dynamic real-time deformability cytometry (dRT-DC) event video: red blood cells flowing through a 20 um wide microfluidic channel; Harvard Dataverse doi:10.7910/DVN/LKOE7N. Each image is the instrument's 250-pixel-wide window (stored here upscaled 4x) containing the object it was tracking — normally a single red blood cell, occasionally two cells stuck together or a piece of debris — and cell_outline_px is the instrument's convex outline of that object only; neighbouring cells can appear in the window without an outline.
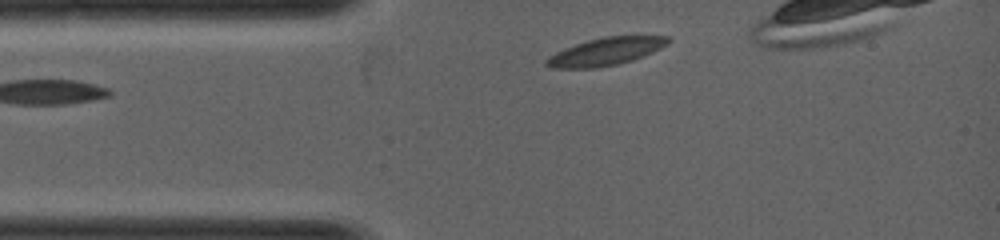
{"species": "common noctule bat (a hibernating species)", "species_latin": "Nyctalus noctula", "temperature_condition": "warm", "stored_images_in_passage": 14, "camera_frame_rate_fps": 5000, "um_per_image_px": 0.085, "animal": {"sex": "female", "body_mass_g": 19.0, "forearm_length_mm": 53.3}, "frame": {"image": 1, "passage_image": 1, "time_ms": 0.0, "image_size_px": [1000, 240], "cell_outline_px": [[672, 40], [668, 44], [644, 56], [632, 60], [616, 64], [596, 68], [552, 68], [544, 64], [544, 60], [548, 56], [564, 48], [588, 40], [604, 36], [668, 36]], "centroid_in_image_um": [51.47, 4.38], "position_along_channel_um": 33.5, "area_um2": 19.59}}
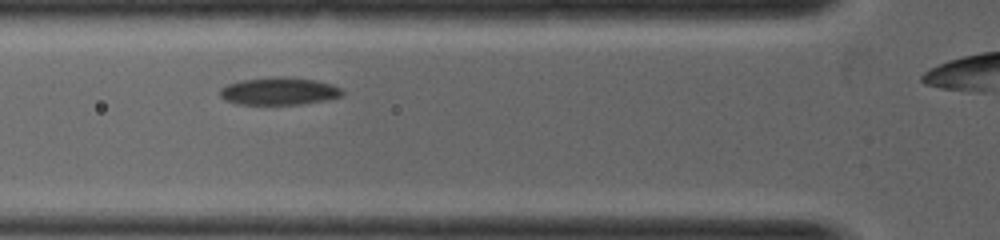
{"frame": {"image": 2, "passage_image": 6, "time_ms": 1.0, "image_size_px": [1000, 240], "cell_outline_px": [[344, 92], [340, 96], [328, 100], [300, 104], [236, 104], [224, 100], [220, 96], [220, 88], [228, 84], [240, 80], [272, 76], [276, 76], [316, 80], [332, 84], [340, 88]], "centroid_in_image_um": [23.7, 7.75], "position_along_channel_um": 102.1, "area_um2": 19.71}}
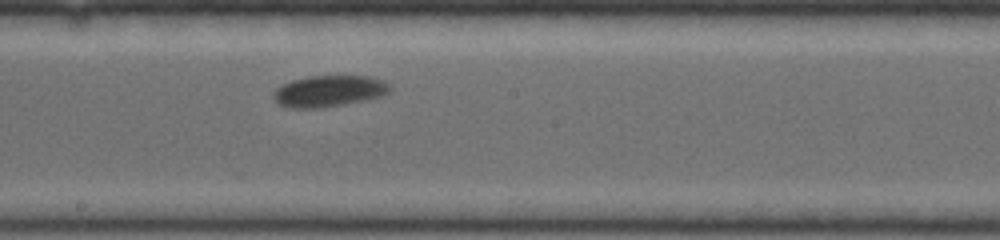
{"frame": {"image": 3, "passage_image": 13, "time_ms": 2.4, "image_size_px": [1000, 240], "cell_outline_px": [[392, 88], [388, 92], [380, 96], [364, 100], [344, 104], [320, 108], [292, 108], [280, 104], [272, 96], [272, 92], [276, 88], [292, 80], [308, 76], [368, 76], [380, 80], [388, 84]], "centroid_in_image_um": [27.93, 7.74], "position_along_channel_um": 220.3, "area_um2": 21.04}}